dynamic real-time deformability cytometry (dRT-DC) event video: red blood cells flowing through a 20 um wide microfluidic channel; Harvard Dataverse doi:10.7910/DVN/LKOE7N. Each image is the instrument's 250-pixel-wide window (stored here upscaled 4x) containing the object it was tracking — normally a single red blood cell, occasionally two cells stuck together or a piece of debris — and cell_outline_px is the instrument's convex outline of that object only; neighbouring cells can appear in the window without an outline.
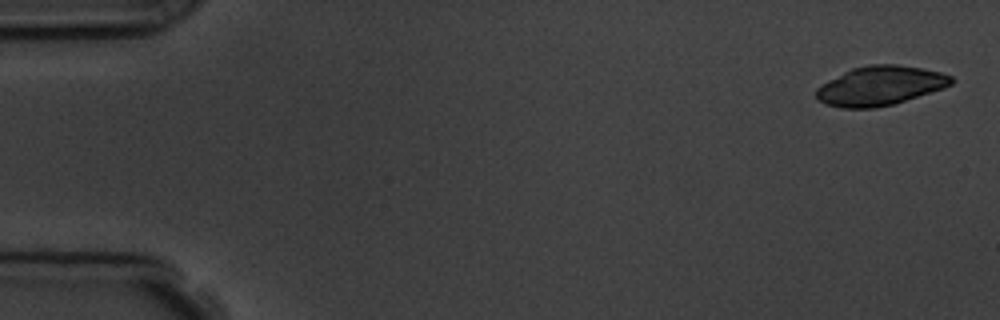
{"species": "common noctule bat (a hibernating species)", "species_latin": "Nyctalus noctula", "temperature_condition": "room temperature", "stored_images_in_passage": 2, "camera_frame_rate_fps": 3000, "um_per_image_px": 0.085, "animal": {"sex": "male", "body_mass_g": 19.5, "forearm_length_mm": 54.6}, "frame": {"image": 1, "passage_image": 1, "time_ms": 0.0, "image_size_px": [1000, 320], "cell_outline_px": [[956, 80], [952, 84], [944, 88], [892, 104], [876, 108], [840, 108], [824, 104], [816, 100], [816, 88], [820, 84], [852, 68], [868, 64], [896, 64], [920, 68], [940, 72], [952, 76]], "centroid_in_image_um": [74.78, 7.29], "position_along_channel_um": 10.2, "area_um2": 31.04}}